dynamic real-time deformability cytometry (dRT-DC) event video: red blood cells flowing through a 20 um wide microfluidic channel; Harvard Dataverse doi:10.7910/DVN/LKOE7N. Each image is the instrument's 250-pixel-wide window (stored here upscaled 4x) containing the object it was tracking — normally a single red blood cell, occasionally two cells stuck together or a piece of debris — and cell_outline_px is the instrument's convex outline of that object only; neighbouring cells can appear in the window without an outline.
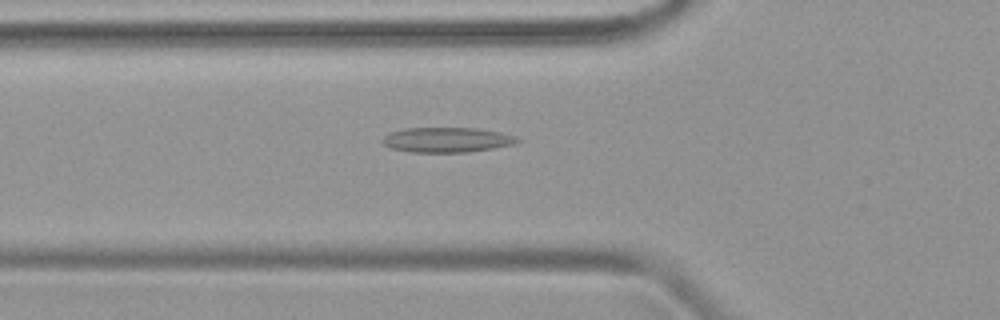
{"species": "common noctule bat (a hibernating species)", "species_latin": "Nyctalus noctula", "temperature_condition": "warm", "stored_images_in_passage": 44, "camera_frame_rate_fps": 3000, "um_per_image_px": 0.085, "animal": {"sex": "female", "body_mass_g": 19.9}, "frame": {"image": 1, "passage_image": 13, "time_ms": 4.0, "image_size_px": [1000, 320], "cell_outline_px": [[520, 140], [512, 144], [492, 148], [464, 152], [412, 152], [392, 148], [384, 144], [380, 140], [388, 132], [404, 128], [476, 128], [500, 132], [516, 136]], "centroid_in_image_um": [37.93, 11.87], "position_along_channel_um": 87.9, "area_um2": 19.48}}
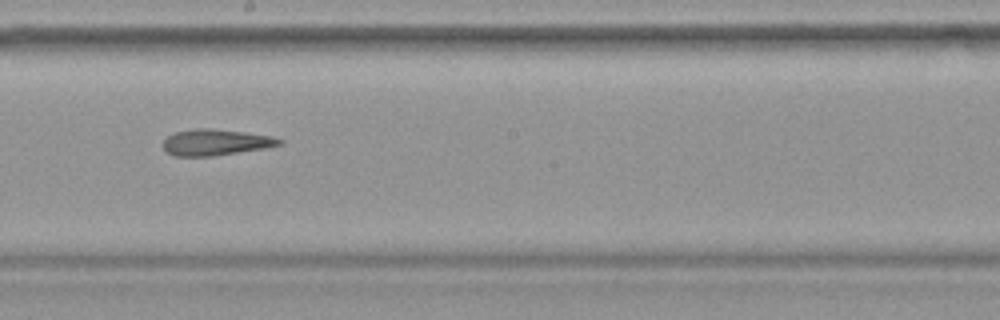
{"frame": {"image": 2, "passage_image": 23, "time_ms": 7.333, "image_size_px": [1000, 320], "cell_outline_px": [[284, 144], [264, 148], [212, 156], [172, 156], [164, 152], [160, 144], [168, 136], [176, 132], [196, 128], [212, 128], [244, 132], [272, 136], [284, 140]], "centroid_in_image_um": [18.29, 12.1], "position_along_channel_um": 229.9, "area_um2": 17.92}}
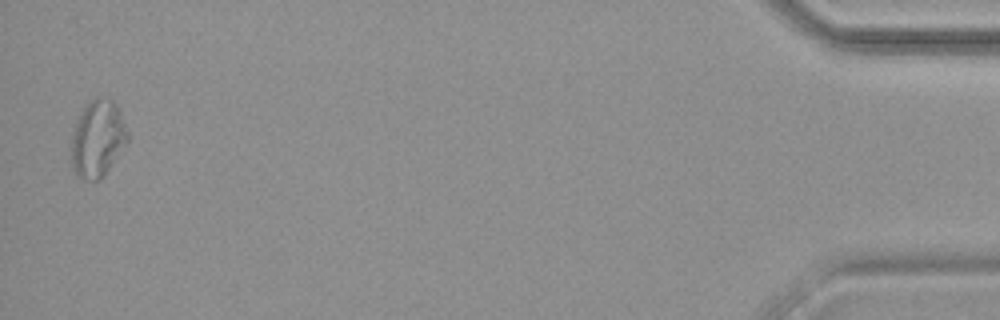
{"frame": {"image": 3, "passage_image": 43, "time_ms": 14.0, "image_size_px": [1000, 320], "cell_outline_px": [[128, 140], [104, 176], [100, 180], [84, 180], [72, 168], [72, 136], [80, 112], [92, 100], [112, 100], [116, 104], [120, 112], [128, 132]], "centroid_in_image_um": [8.31, 11.83], "position_along_channel_um": 426.9, "area_um2": 24.51}}